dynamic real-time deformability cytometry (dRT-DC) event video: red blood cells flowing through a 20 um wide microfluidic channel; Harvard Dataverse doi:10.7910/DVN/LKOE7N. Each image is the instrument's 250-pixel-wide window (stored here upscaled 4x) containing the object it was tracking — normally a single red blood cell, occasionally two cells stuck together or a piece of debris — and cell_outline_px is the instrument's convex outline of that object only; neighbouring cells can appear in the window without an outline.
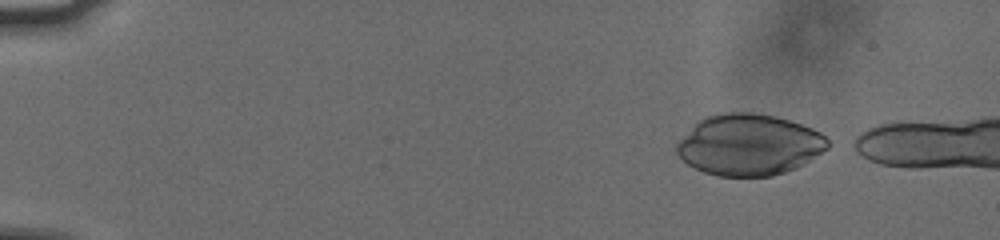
{"species": "human", "species_latin": "Homo sapiens", "temperature_condition": "cold", "stored_images_in_passage": 7, "camera_frame_rate_fps": 3000, "um_per_image_px": 0.085, "donor": {"sex": "male"}, "frame": {"image": 1, "passage_image": 1, "time_ms": 0.0, "image_size_px": [1000, 240], "cell_outline_px": [[828, 148], [796, 168], [772, 176], [716, 176], [704, 172], [688, 164], [676, 152], [676, 144], [704, 116], [724, 112], [752, 112], [776, 116], [812, 128], [820, 132], [828, 140]], "centroid_in_image_um": [63.67, 12.3], "position_along_channel_um": 21.3, "area_um2": 53.47}}